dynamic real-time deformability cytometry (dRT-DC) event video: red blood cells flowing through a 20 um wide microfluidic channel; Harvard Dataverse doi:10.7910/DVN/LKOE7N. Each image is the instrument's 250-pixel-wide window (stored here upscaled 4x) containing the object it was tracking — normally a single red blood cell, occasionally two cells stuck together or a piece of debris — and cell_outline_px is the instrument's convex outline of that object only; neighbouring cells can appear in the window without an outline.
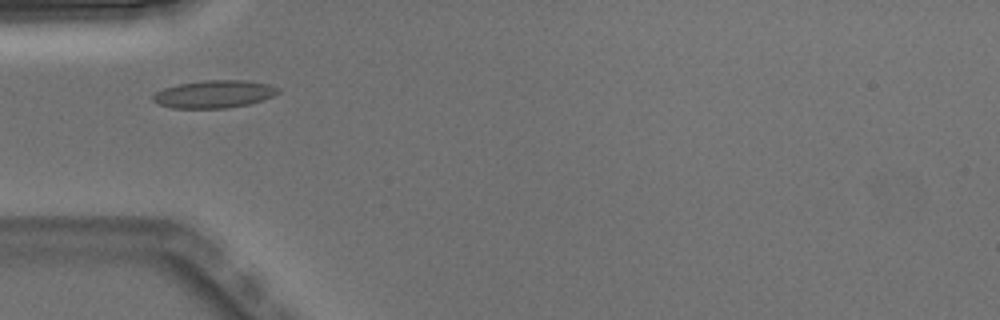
{"species": "Egyptian fruit bat (a non-hibernating species)", "species_latin": "Rousettus aegyptiacus", "temperature_condition": "warm", "stored_images_in_passage": 1, "camera_frame_rate_fps": 3000, "um_per_image_px": 0.085, "animal": {"sex": "male"}, "frame": {"image": 1, "passage_image": 1, "time_ms": 0.0, "image_size_px": [1000, 320], "cell_outline_px": [[280, 92], [264, 100], [248, 104], [228, 108], [172, 108], [160, 104], [152, 100], [152, 96], [156, 92], [164, 88], [180, 84], [208, 80], [248, 80], [272, 84], [280, 88]], "centroid_in_image_um": [18.26, 7.99], "position_along_channel_um": 66.7, "area_um2": 20.23}}